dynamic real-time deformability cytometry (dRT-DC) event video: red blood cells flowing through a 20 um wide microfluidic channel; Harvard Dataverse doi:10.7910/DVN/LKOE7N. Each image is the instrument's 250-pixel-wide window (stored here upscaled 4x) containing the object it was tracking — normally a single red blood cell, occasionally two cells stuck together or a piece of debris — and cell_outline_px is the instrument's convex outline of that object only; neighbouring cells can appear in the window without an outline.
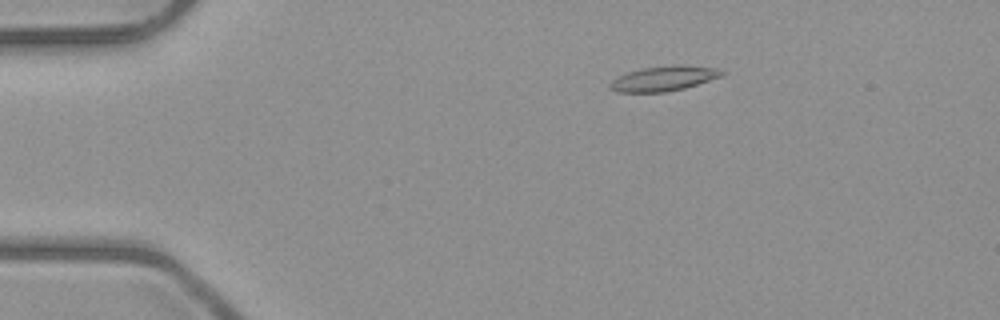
{"species": "common noctule bat (a hibernating species)", "species_latin": "Nyctalus noctula", "temperature_condition": "room temperature", "stored_images_in_passage": 4, "camera_frame_rate_fps": 3000, "um_per_image_px": 0.085, "animal": {"sex": "male", "body_mass_g": 23.1, "forearm_length_mm": 52.7}, "frame": {"image": 1, "passage_image": 3, "time_ms": 2.333, "image_size_px": [1000, 320], "cell_outline_px": [[724, 72], [720, 76], [684, 88], [664, 92], [620, 92], [612, 88], [612, 80], [628, 72], [644, 68], [680, 64], [716, 68]], "centroid_in_image_um": [56.44, 6.66], "position_along_channel_um": 28.6, "area_um2": 15.66}}